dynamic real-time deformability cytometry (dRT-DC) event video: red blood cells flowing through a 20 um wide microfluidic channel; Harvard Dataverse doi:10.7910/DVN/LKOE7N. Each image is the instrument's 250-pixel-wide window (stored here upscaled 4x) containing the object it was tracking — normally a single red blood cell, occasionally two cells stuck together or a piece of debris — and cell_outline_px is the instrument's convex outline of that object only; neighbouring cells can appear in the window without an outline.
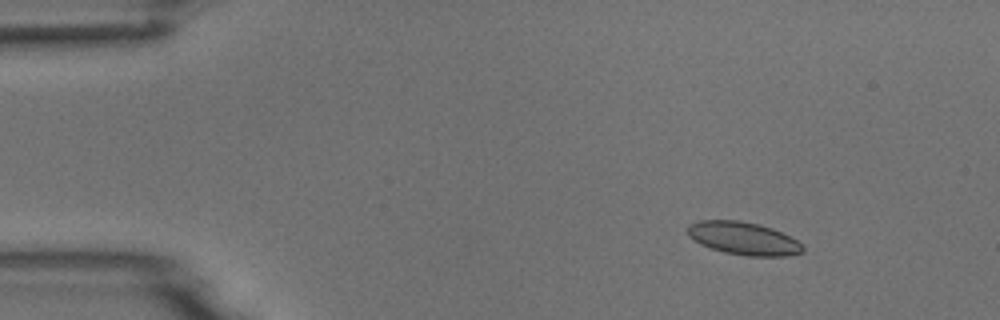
{"species": "common noctule bat (a hibernating species)", "species_latin": "Nyctalus noctula", "temperature_condition": "room temperature", "stored_images_in_passage": 5, "camera_frame_rate_fps": 3000, "um_per_image_px": 0.085, "animal": {"sex": "male", "body_mass_g": 18.8}, "frame": {"image": 1, "passage_image": 1, "time_ms": 0.0, "image_size_px": [1000, 320], "cell_outline_px": [[804, 252], [788, 256], [748, 256], [724, 252], [700, 244], [688, 236], [688, 224], [700, 220], [736, 220], [756, 224], [772, 228], [796, 240], [804, 248]], "centroid_in_image_um": [63.17, 20.27], "position_along_channel_um": 21.8, "area_um2": 21.85}}
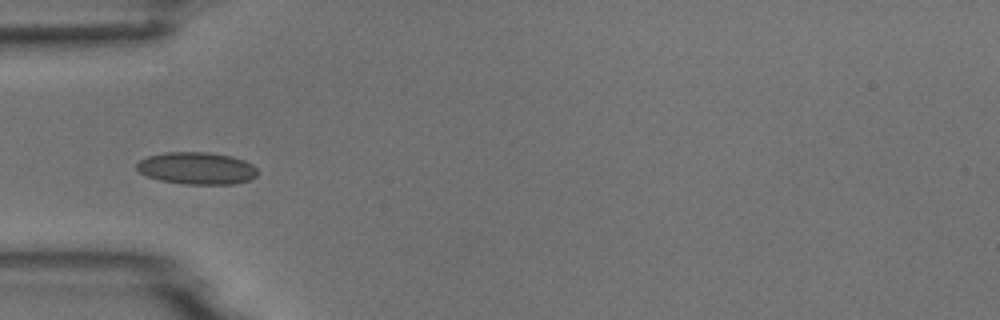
{"frame": {"image": 2, "passage_image": 3, "time_ms": 3.333, "image_size_px": [1000, 320], "cell_outline_px": [[260, 172], [256, 176], [248, 180], [232, 184], [184, 184], [160, 180], [148, 176], [140, 172], [136, 168], [136, 164], [140, 160], [148, 156], [164, 152], [208, 152], [232, 156], [244, 160], [252, 164]], "centroid_in_image_um": [16.74, 14.29], "position_along_channel_um": 68.3, "area_um2": 22.72}}